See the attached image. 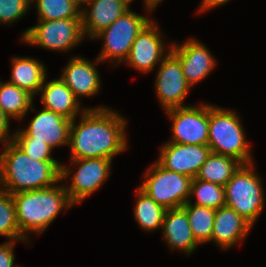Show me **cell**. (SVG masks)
<instances>
[{
  "mask_svg": "<svg viewBox=\"0 0 266 267\" xmlns=\"http://www.w3.org/2000/svg\"><path fill=\"white\" fill-rule=\"evenodd\" d=\"M77 118L71 121L69 130L70 159L113 160L128 149V121L118 111L104 105L93 106Z\"/></svg>",
  "mask_w": 266,
  "mask_h": 267,
  "instance_id": "obj_1",
  "label": "cell"
},
{
  "mask_svg": "<svg viewBox=\"0 0 266 267\" xmlns=\"http://www.w3.org/2000/svg\"><path fill=\"white\" fill-rule=\"evenodd\" d=\"M0 153V189L10 194L39 190L61 183L59 161H35L14 142Z\"/></svg>",
  "mask_w": 266,
  "mask_h": 267,
  "instance_id": "obj_2",
  "label": "cell"
},
{
  "mask_svg": "<svg viewBox=\"0 0 266 267\" xmlns=\"http://www.w3.org/2000/svg\"><path fill=\"white\" fill-rule=\"evenodd\" d=\"M17 223L21 234L29 241L32 234L41 235L61 211L75 206L69 199L64 184L12 194Z\"/></svg>",
  "mask_w": 266,
  "mask_h": 267,
  "instance_id": "obj_3",
  "label": "cell"
},
{
  "mask_svg": "<svg viewBox=\"0 0 266 267\" xmlns=\"http://www.w3.org/2000/svg\"><path fill=\"white\" fill-rule=\"evenodd\" d=\"M238 113L209 103L208 147L212 153L233 157L251 164L253 155Z\"/></svg>",
  "mask_w": 266,
  "mask_h": 267,
  "instance_id": "obj_4",
  "label": "cell"
},
{
  "mask_svg": "<svg viewBox=\"0 0 266 267\" xmlns=\"http://www.w3.org/2000/svg\"><path fill=\"white\" fill-rule=\"evenodd\" d=\"M254 163L242 164L225 184V205L234 209L252 226L263 212L265 191L262 177L257 174Z\"/></svg>",
  "mask_w": 266,
  "mask_h": 267,
  "instance_id": "obj_5",
  "label": "cell"
},
{
  "mask_svg": "<svg viewBox=\"0 0 266 267\" xmlns=\"http://www.w3.org/2000/svg\"><path fill=\"white\" fill-rule=\"evenodd\" d=\"M127 10L108 28L98 33L93 40H103L102 50L97 58L101 62L108 61L113 66L124 63L128 58L131 46L141 30L152 18Z\"/></svg>",
  "mask_w": 266,
  "mask_h": 267,
  "instance_id": "obj_6",
  "label": "cell"
},
{
  "mask_svg": "<svg viewBox=\"0 0 266 267\" xmlns=\"http://www.w3.org/2000/svg\"><path fill=\"white\" fill-rule=\"evenodd\" d=\"M69 161V166L62 163L60 179L63 182L66 179L71 180L70 184L67 181L64 186L70 201L77 205L95 191L100 190L103 183L111 176L113 160L106 158H81L70 159Z\"/></svg>",
  "mask_w": 266,
  "mask_h": 267,
  "instance_id": "obj_7",
  "label": "cell"
},
{
  "mask_svg": "<svg viewBox=\"0 0 266 267\" xmlns=\"http://www.w3.org/2000/svg\"><path fill=\"white\" fill-rule=\"evenodd\" d=\"M21 35V41L26 45L65 53L85 40L82 18L38 20Z\"/></svg>",
  "mask_w": 266,
  "mask_h": 267,
  "instance_id": "obj_8",
  "label": "cell"
},
{
  "mask_svg": "<svg viewBox=\"0 0 266 267\" xmlns=\"http://www.w3.org/2000/svg\"><path fill=\"white\" fill-rule=\"evenodd\" d=\"M193 178L168 170L157 161L147 168L139 186L166 209L183 207L189 200Z\"/></svg>",
  "mask_w": 266,
  "mask_h": 267,
  "instance_id": "obj_9",
  "label": "cell"
},
{
  "mask_svg": "<svg viewBox=\"0 0 266 267\" xmlns=\"http://www.w3.org/2000/svg\"><path fill=\"white\" fill-rule=\"evenodd\" d=\"M171 126L168 142L189 145H208L209 103L166 110Z\"/></svg>",
  "mask_w": 266,
  "mask_h": 267,
  "instance_id": "obj_10",
  "label": "cell"
},
{
  "mask_svg": "<svg viewBox=\"0 0 266 267\" xmlns=\"http://www.w3.org/2000/svg\"><path fill=\"white\" fill-rule=\"evenodd\" d=\"M156 68L154 86L163 110L189 106L184 100L192 87L186 81L179 58L171 51Z\"/></svg>",
  "mask_w": 266,
  "mask_h": 267,
  "instance_id": "obj_11",
  "label": "cell"
},
{
  "mask_svg": "<svg viewBox=\"0 0 266 267\" xmlns=\"http://www.w3.org/2000/svg\"><path fill=\"white\" fill-rule=\"evenodd\" d=\"M162 34L160 26L152 19L137 35L124 63L140 73L153 71L172 49V43L166 48Z\"/></svg>",
  "mask_w": 266,
  "mask_h": 267,
  "instance_id": "obj_12",
  "label": "cell"
},
{
  "mask_svg": "<svg viewBox=\"0 0 266 267\" xmlns=\"http://www.w3.org/2000/svg\"><path fill=\"white\" fill-rule=\"evenodd\" d=\"M70 125L71 120L42 108L25 129L14 130L13 138H35L46 142L53 149L64 145L69 146Z\"/></svg>",
  "mask_w": 266,
  "mask_h": 267,
  "instance_id": "obj_13",
  "label": "cell"
},
{
  "mask_svg": "<svg viewBox=\"0 0 266 267\" xmlns=\"http://www.w3.org/2000/svg\"><path fill=\"white\" fill-rule=\"evenodd\" d=\"M171 51L179 58L182 72L192 88L207 78L217 65L207 46L195 38L181 44L172 42Z\"/></svg>",
  "mask_w": 266,
  "mask_h": 267,
  "instance_id": "obj_14",
  "label": "cell"
},
{
  "mask_svg": "<svg viewBox=\"0 0 266 267\" xmlns=\"http://www.w3.org/2000/svg\"><path fill=\"white\" fill-rule=\"evenodd\" d=\"M211 154L208 145H189L165 142L156 160L162 167L195 178Z\"/></svg>",
  "mask_w": 266,
  "mask_h": 267,
  "instance_id": "obj_15",
  "label": "cell"
},
{
  "mask_svg": "<svg viewBox=\"0 0 266 267\" xmlns=\"http://www.w3.org/2000/svg\"><path fill=\"white\" fill-rule=\"evenodd\" d=\"M66 66L61 70V80L72 91L75 97L80 101L83 97H94L101 91V79L98 63H102L97 57L95 62L76 55L69 59Z\"/></svg>",
  "mask_w": 266,
  "mask_h": 267,
  "instance_id": "obj_16",
  "label": "cell"
},
{
  "mask_svg": "<svg viewBox=\"0 0 266 267\" xmlns=\"http://www.w3.org/2000/svg\"><path fill=\"white\" fill-rule=\"evenodd\" d=\"M131 3L133 0H86L81 10L84 36L93 39L129 10Z\"/></svg>",
  "mask_w": 266,
  "mask_h": 267,
  "instance_id": "obj_17",
  "label": "cell"
},
{
  "mask_svg": "<svg viewBox=\"0 0 266 267\" xmlns=\"http://www.w3.org/2000/svg\"><path fill=\"white\" fill-rule=\"evenodd\" d=\"M252 227L234 209L222 206L215 209L213 231L209 242L215 243L221 250H229L238 243H243Z\"/></svg>",
  "mask_w": 266,
  "mask_h": 267,
  "instance_id": "obj_18",
  "label": "cell"
},
{
  "mask_svg": "<svg viewBox=\"0 0 266 267\" xmlns=\"http://www.w3.org/2000/svg\"><path fill=\"white\" fill-rule=\"evenodd\" d=\"M47 77H45L37 94L40 95L44 109L53 111L71 121L86 109H90V107L83 108V104L80 103L60 77L50 81L47 80Z\"/></svg>",
  "mask_w": 266,
  "mask_h": 267,
  "instance_id": "obj_19",
  "label": "cell"
},
{
  "mask_svg": "<svg viewBox=\"0 0 266 267\" xmlns=\"http://www.w3.org/2000/svg\"><path fill=\"white\" fill-rule=\"evenodd\" d=\"M161 233L170 250H179L187 256L192 255L200 245L193 236L187 213L182 207L167 209Z\"/></svg>",
  "mask_w": 266,
  "mask_h": 267,
  "instance_id": "obj_20",
  "label": "cell"
},
{
  "mask_svg": "<svg viewBox=\"0 0 266 267\" xmlns=\"http://www.w3.org/2000/svg\"><path fill=\"white\" fill-rule=\"evenodd\" d=\"M11 61V76L8 82L35 98L47 76L46 66L40 60L27 56H13Z\"/></svg>",
  "mask_w": 266,
  "mask_h": 267,
  "instance_id": "obj_21",
  "label": "cell"
},
{
  "mask_svg": "<svg viewBox=\"0 0 266 267\" xmlns=\"http://www.w3.org/2000/svg\"><path fill=\"white\" fill-rule=\"evenodd\" d=\"M34 98L16 85L0 80V108L9 119L18 121L34 108Z\"/></svg>",
  "mask_w": 266,
  "mask_h": 267,
  "instance_id": "obj_22",
  "label": "cell"
},
{
  "mask_svg": "<svg viewBox=\"0 0 266 267\" xmlns=\"http://www.w3.org/2000/svg\"><path fill=\"white\" fill-rule=\"evenodd\" d=\"M136 204L134 206V219L140 229L145 232L161 230L167 209L159 205L140 187L136 188Z\"/></svg>",
  "mask_w": 266,
  "mask_h": 267,
  "instance_id": "obj_23",
  "label": "cell"
},
{
  "mask_svg": "<svg viewBox=\"0 0 266 267\" xmlns=\"http://www.w3.org/2000/svg\"><path fill=\"white\" fill-rule=\"evenodd\" d=\"M241 165L242 163L233 157L211 152L195 178L225 186Z\"/></svg>",
  "mask_w": 266,
  "mask_h": 267,
  "instance_id": "obj_24",
  "label": "cell"
},
{
  "mask_svg": "<svg viewBox=\"0 0 266 267\" xmlns=\"http://www.w3.org/2000/svg\"><path fill=\"white\" fill-rule=\"evenodd\" d=\"M188 216L196 241L201 245L209 243L213 231L215 209L186 203L182 207Z\"/></svg>",
  "mask_w": 266,
  "mask_h": 267,
  "instance_id": "obj_25",
  "label": "cell"
},
{
  "mask_svg": "<svg viewBox=\"0 0 266 267\" xmlns=\"http://www.w3.org/2000/svg\"><path fill=\"white\" fill-rule=\"evenodd\" d=\"M31 6L37 10V20L82 18V6L75 0H31Z\"/></svg>",
  "mask_w": 266,
  "mask_h": 267,
  "instance_id": "obj_26",
  "label": "cell"
},
{
  "mask_svg": "<svg viewBox=\"0 0 266 267\" xmlns=\"http://www.w3.org/2000/svg\"><path fill=\"white\" fill-rule=\"evenodd\" d=\"M194 196L195 201L192 198ZM188 203L218 209L225 206V188L219 184L194 178ZM192 197V198H191Z\"/></svg>",
  "mask_w": 266,
  "mask_h": 267,
  "instance_id": "obj_27",
  "label": "cell"
},
{
  "mask_svg": "<svg viewBox=\"0 0 266 267\" xmlns=\"http://www.w3.org/2000/svg\"><path fill=\"white\" fill-rule=\"evenodd\" d=\"M0 236L6 237L7 241L30 243L20 232L12 194L2 189H0Z\"/></svg>",
  "mask_w": 266,
  "mask_h": 267,
  "instance_id": "obj_28",
  "label": "cell"
},
{
  "mask_svg": "<svg viewBox=\"0 0 266 267\" xmlns=\"http://www.w3.org/2000/svg\"><path fill=\"white\" fill-rule=\"evenodd\" d=\"M13 141L35 161H57L52 157L53 148L46 142L35 140V138H13Z\"/></svg>",
  "mask_w": 266,
  "mask_h": 267,
  "instance_id": "obj_29",
  "label": "cell"
},
{
  "mask_svg": "<svg viewBox=\"0 0 266 267\" xmlns=\"http://www.w3.org/2000/svg\"><path fill=\"white\" fill-rule=\"evenodd\" d=\"M31 8V0H0V24L17 23Z\"/></svg>",
  "mask_w": 266,
  "mask_h": 267,
  "instance_id": "obj_30",
  "label": "cell"
},
{
  "mask_svg": "<svg viewBox=\"0 0 266 267\" xmlns=\"http://www.w3.org/2000/svg\"><path fill=\"white\" fill-rule=\"evenodd\" d=\"M20 241H5L0 244V267H15V243Z\"/></svg>",
  "mask_w": 266,
  "mask_h": 267,
  "instance_id": "obj_31",
  "label": "cell"
},
{
  "mask_svg": "<svg viewBox=\"0 0 266 267\" xmlns=\"http://www.w3.org/2000/svg\"><path fill=\"white\" fill-rule=\"evenodd\" d=\"M10 119L0 108V143L6 145L13 141L14 132H10Z\"/></svg>",
  "mask_w": 266,
  "mask_h": 267,
  "instance_id": "obj_32",
  "label": "cell"
},
{
  "mask_svg": "<svg viewBox=\"0 0 266 267\" xmlns=\"http://www.w3.org/2000/svg\"><path fill=\"white\" fill-rule=\"evenodd\" d=\"M231 0H201V4L199 6V9L196 11V13H200L202 14V12H206L207 10H211L214 8H217L219 6H222L226 3H228Z\"/></svg>",
  "mask_w": 266,
  "mask_h": 267,
  "instance_id": "obj_33",
  "label": "cell"
},
{
  "mask_svg": "<svg viewBox=\"0 0 266 267\" xmlns=\"http://www.w3.org/2000/svg\"><path fill=\"white\" fill-rule=\"evenodd\" d=\"M162 1L163 0H144L143 5L147 10L146 12H153Z\"/></svg>",
  "mask_w": 266,
  "mask_h": 267,
  "instance_id": "obj_34",
  "label": "cell"
},
{
  "mask_svg": "<svg viewBox=\"0 0 266 267\" xmlns=\"http://www.w3.org/2000/svg\"><path fill=\"white\" fill-rule=\"evenodd\" d=\"M77 3H79L81 6L86 2V0H75Z\"/></svg>",
  "mask_w": 266,
  "mask_h": 267,
  "instance_id": "obj_35",
  "label": "cell"
}]
</instances>
